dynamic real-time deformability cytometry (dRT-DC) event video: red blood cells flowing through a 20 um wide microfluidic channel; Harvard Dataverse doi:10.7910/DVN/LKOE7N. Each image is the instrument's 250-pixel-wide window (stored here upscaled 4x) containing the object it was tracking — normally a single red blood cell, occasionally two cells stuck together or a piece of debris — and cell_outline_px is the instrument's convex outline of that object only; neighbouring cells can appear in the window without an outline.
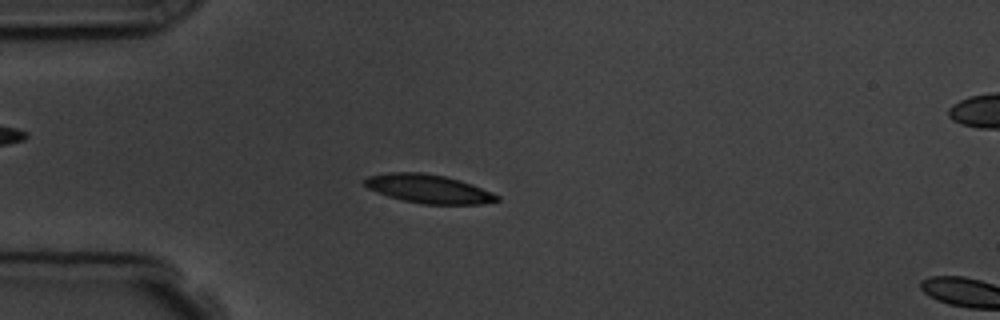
{"species": "common noctule bat (a hibernating species)", "species_latin": "Nyctalus noctula", "temperature_condition": "room temperature", "stored_images_in_passage": 5, "segment_of_instrument_passage": [1, 2], "camera_frame_rate_fps": 3000, "um_per_image_px": 0.085, "animal": {"sex": "male", "body_mass_g": 19.5, "forearm_length_mm": 54.6}, "frame": {"image": 1, "passage_image": 4, "time_ms": 3.333, "image_size_px": [1000, 320], "cell_outline_px": [[500, 200], [484, 204], [420, 204], [388, 196], [376, 192], [368, 188], [364, 184], [364, 180], [368, 176], [392, 172], [424, 172], [444, 176], [460, 180], [472, 184], [492, 192], [500, 196]], "centroid_in_image_um": [36.45, 16.05], "position_along_channel_um": 48.6, "area_um2": 22.14}}